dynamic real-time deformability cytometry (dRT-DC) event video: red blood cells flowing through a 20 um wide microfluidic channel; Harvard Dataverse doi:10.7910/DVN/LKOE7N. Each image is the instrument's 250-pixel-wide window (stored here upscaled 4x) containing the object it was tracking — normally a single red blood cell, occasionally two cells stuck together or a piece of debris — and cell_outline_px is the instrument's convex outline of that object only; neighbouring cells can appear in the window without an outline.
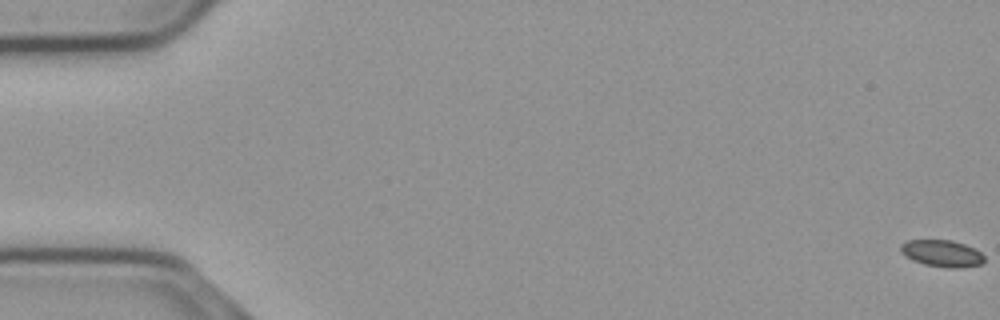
{"species": "common noctule bat (a hibernating species)", "species_latin": "Nyctalus noctula", "temperature_condition": "cold", "stored_images_in_passage": 59, "camera_frame_rate_fps": 3000, "um_per_image_px": 0.085, "animal": {"sex": "male", "body_mass_g": 23.1, "forearm_length_mm": 52.7}, "frame": {"image": 1, "passage_image": 1, "time_ms": 0.0, "image_size_px": [1000, 320], "cell_outline_px": [[984, 260], [980, 264], [956, 268], [952, 268], [924, 264], [912, 260], [904, 256], [900, 252], [900, 244], [908, 240], [952, 240], [964, 244], [980, 252], [984, 256]], "centroid_in_image_um": [80.01, 21.53], "position_along_channel_um": 5.0, "area_um2": 12.95}}
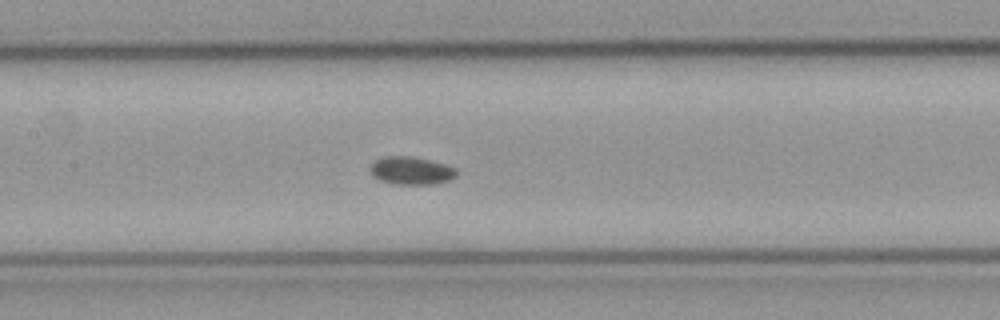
{"frame": {"image": 2, "passage_image": 28, "time_ms": 9.0, "image_size_px": [1000, 320], "cell_outline_px": [[456, 176], [448, 180], [436, 184], [392, 184], [380, 180], [372, 176], [372, 164], [376, 160], [384, 156], [408, 156], [428, 160], [444, 164], [456, 168]], "centroid_in_image_um": [34.95, 14.51], "position_along_channel_um": 172.4, "area_um2": 13.81}}
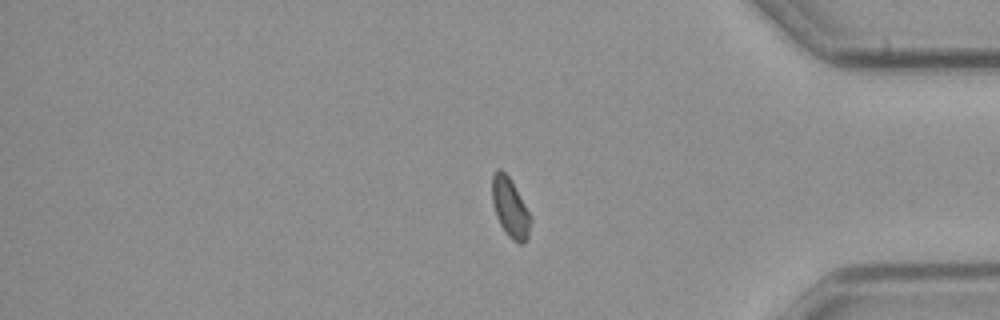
{"frame": {"image": 3, "passage_image": 48, "time_ms": 15.667, "image_size_px": [1000, 320], "cell_outline_px": [[532, 220], [528, 240], [524, 244], [520, 244], [512, 240], [508, 236], [500, 224], [496, 216], [492, 200], [492, 176], [500, 168], [508, 176], [532, 216]], "centroid_in_image_um": [43.39, 17.72], "position_along_channel_um": 391.8, "area_um2": 13.35}, "authors_computed_cell_mechanics": {"area_um2": 13.4674, "velocity_mm_per_s": 3.6766, "shape_relaxation_time_tau1_ms": null, "shape_relaxation_time_tau2_ms": 4.3452, "deformation_change_tau1": null, "deformation_change_tau2": 0.072}}